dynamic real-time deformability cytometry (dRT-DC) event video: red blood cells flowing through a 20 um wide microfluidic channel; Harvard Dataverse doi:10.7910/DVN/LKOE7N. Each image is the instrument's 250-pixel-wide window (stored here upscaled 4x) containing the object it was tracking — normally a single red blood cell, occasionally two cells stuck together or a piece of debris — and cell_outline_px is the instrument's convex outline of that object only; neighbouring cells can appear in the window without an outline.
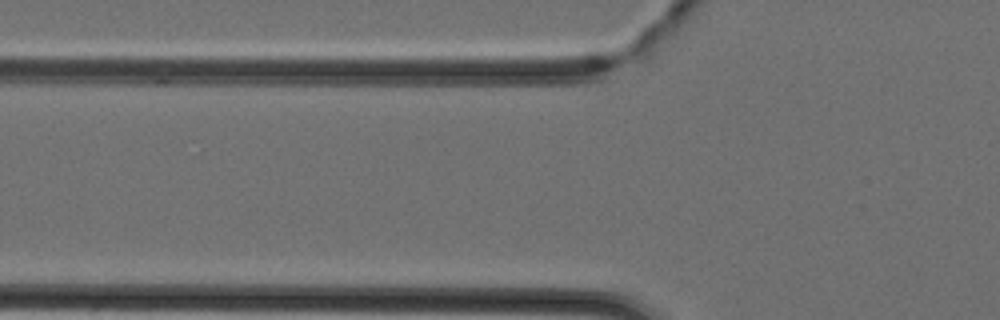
{"species": "Egyptian fruit bat (a non-hibernating species)", "species_latin": "Rousettus aegyptiacus", "temperature_condition": "cold", "stored_images_in_passage": 2, "camera_frame_rate_fps": 3000, "um_per_image_px": 0.085, "animal": {"sex": "female"}, "frame": {"image": 1, "passage_image": 2, "time_ms": 0.333, "image_size_px": [1000, 320], "cell_outline_px": [[628, 24], [616, 36], [572, 40], [460, 40], [456, 36], [624, 20], [628, 20]], "centroid_in_image_um": [47.25, 2.77], "position_along_channel_um": 78.6, "area_um2": 13.58}}